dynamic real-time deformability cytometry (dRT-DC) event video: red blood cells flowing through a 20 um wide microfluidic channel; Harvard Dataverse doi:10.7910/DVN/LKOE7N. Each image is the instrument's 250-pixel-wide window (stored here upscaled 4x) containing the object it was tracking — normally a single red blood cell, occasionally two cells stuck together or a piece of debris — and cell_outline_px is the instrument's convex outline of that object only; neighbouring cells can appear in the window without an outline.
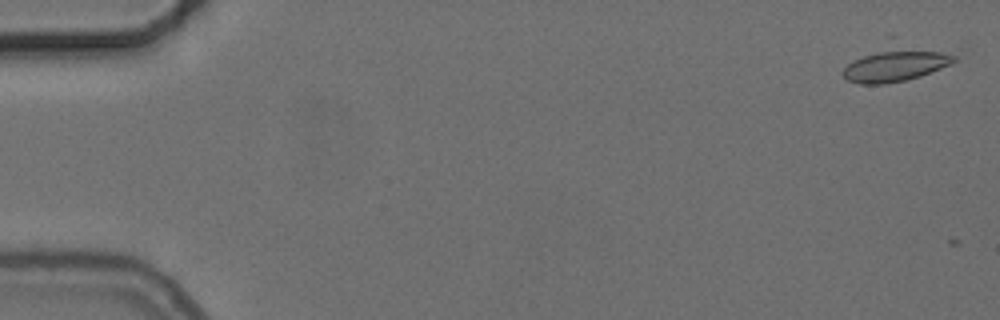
{"species": "common noctule bat (a hibernating species)", "species_latin": "Nyctalus noctula", "temperature_condition": "cold", "stored_images_in_passage": 4, "camera_frame_rate_fps": 3000, "um_per_image_px": 0.085, "animal": {"sex": "female", "body_mass_g": 24.6, "forearm_length_mm": 56.2}, "frame": {"image": 1, "passage_image": 2, "time_ms": 0.333, "image_size_px": [1000, 320], "cell_outline_px": [[956, 60], [952, 64], [920, 76], [904, 80], [884, 84], [860, 84], [848, 80], [840, 72], [848, 64], [888, 36], [892, 36], [956, 56]], "centroid_in_image_um": [76.11, 5.3], "position_along_channel_um": 8.9, "area_um2": 24.22}}